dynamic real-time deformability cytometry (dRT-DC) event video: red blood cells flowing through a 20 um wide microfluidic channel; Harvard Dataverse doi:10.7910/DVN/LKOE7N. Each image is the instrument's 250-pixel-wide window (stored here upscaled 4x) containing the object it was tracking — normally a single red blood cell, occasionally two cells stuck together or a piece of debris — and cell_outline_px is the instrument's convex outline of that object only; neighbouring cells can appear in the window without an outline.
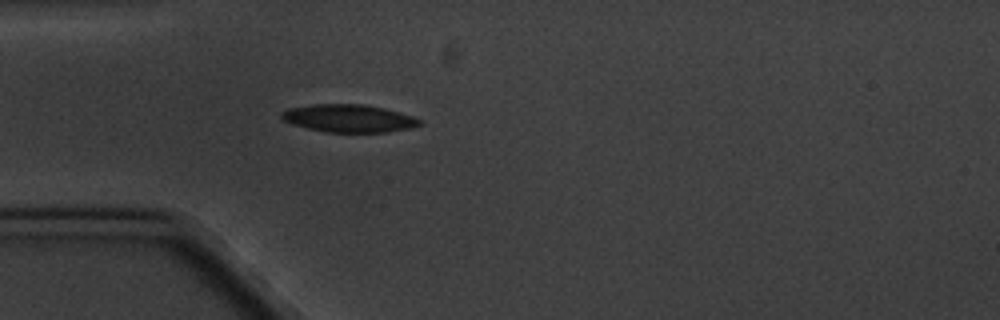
{"species": "common noctule bat (a hibernating species)", "species_latin": "Nyctalus noctula", "temperature_condition": "cold", "stored_images_in_passage": 1, "camera_frame_rate_fps": 3000, "um_per_image_px": 0.085, "animal": {"sex": "male", "body_mass_g": 20.1, "forearm_length_mm": 53.5}, "frame": {"image": 1, "passage_image": 1, "time_ms": 0.0, "image_size_px": [1000, 320], "cell_outline_px": [[420, 124], [408, 128], [388, 132], [324, 132], [292, 124], [284, 120], [280, 116], [280, 112], [288, 108], [316, 104], [364, 104], [384, 108], [412, 116], [420, 120]], "centroid_in_image_um": [29.6, 10.05], "position_along_channel_um": 55.4, "area_um2": 22.14}}